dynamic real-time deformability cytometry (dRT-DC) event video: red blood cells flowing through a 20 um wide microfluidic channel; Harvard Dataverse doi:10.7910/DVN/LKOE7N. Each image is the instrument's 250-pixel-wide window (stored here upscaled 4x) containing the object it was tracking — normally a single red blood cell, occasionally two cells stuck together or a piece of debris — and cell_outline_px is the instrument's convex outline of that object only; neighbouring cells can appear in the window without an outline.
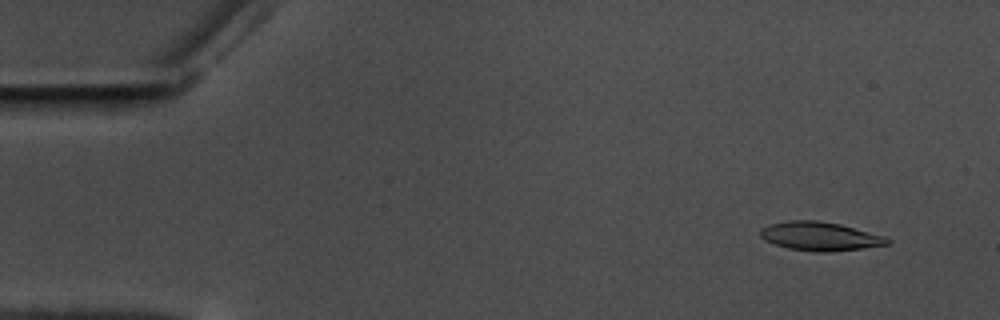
{"species": "common noctule bat (a hibernating species)", "species_latin": "Nyctalus noctula", "temperature_condition": "warm", "stored_images_in_passage": 58, "camera_frame_rate_fps": 3000, "um_per_image_px": 0.085, "animal": {"sex": "male", "body_mass_g": 17.5, "forearm_length_mm": 52.3}, "frame": {"image": 1, "passage_image": 5, "time_ms": 1.333, "image_size_px": [1000, 320], "cell_outline_px": [[892, 240], [888, 244], [860, 248], [828, 252], [816, 252], [788, 248], [764, 240], [760, 236], [760, 228], [768, 224], [788, 220], [816, 220], [840, 224], [888, 236]], "centroid_in_image_um": [69.7, 20.07], "position_along_channel_um": 15.3, "area_um2": 21.39}}
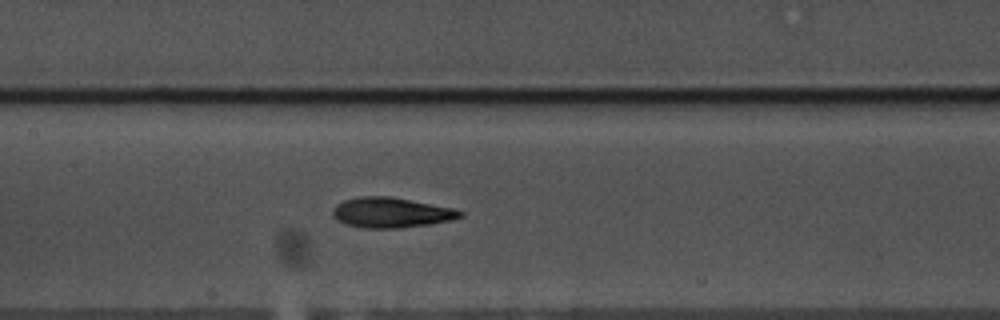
{"frame": {"image": 2, "passage_image": 28, "time_ms": 9.0, "image_size_px": [1000, 320], "cell_outline_px": [[464, 216], [448, 220], [428, 224], [400, 228], [364, 228], [344, 224], [332, 216], [332, 208], [336, 204], [344, 200], [356, 196], [392, 196], [452, 208], [464, 212]], "centroid_in_image_um": [33.19, 18.06], "position_along_channel_um": 174.2, "area_um2": 22.48}}
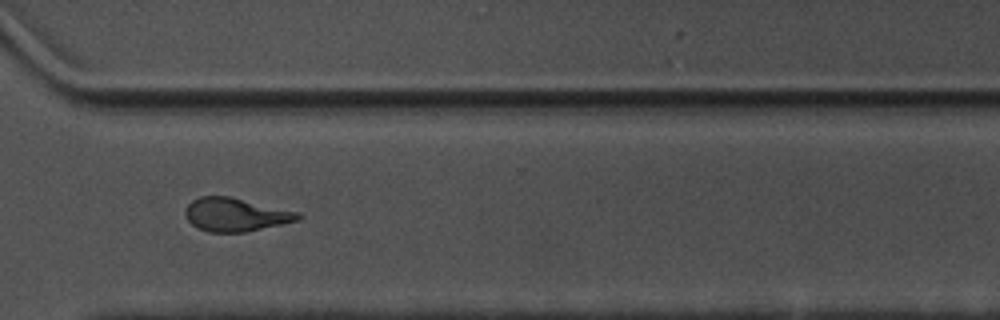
{"frame": {"image": 3, "passage_image": 43, "time_ms": 14.0, "image_size_px": [1000, 320], "cell_outline_px": [[304, 216], [300, 220], [244, 232], [208, 232], [196, 228], [188, 220], [184, 212], [188, 204], [192, 200], [200, 196], [228, 196], [300, 212]], "centroid_in_image_um": [20.03, 18.24], "position_along_channel_um": 350.6, "area_um2": 21.96}, "authors_computed_cell_mechanics": {"area_um2": 21.675, "velocity_mm_per_s": 3.5357, "shape_relaxation_time_tau1_ms": 5.6754, "shape_relaxation_time_tau2_ms": 2.6432, "deformation_change_tau1": 0.2122, "deformation_change_tau2": 0.1181}}